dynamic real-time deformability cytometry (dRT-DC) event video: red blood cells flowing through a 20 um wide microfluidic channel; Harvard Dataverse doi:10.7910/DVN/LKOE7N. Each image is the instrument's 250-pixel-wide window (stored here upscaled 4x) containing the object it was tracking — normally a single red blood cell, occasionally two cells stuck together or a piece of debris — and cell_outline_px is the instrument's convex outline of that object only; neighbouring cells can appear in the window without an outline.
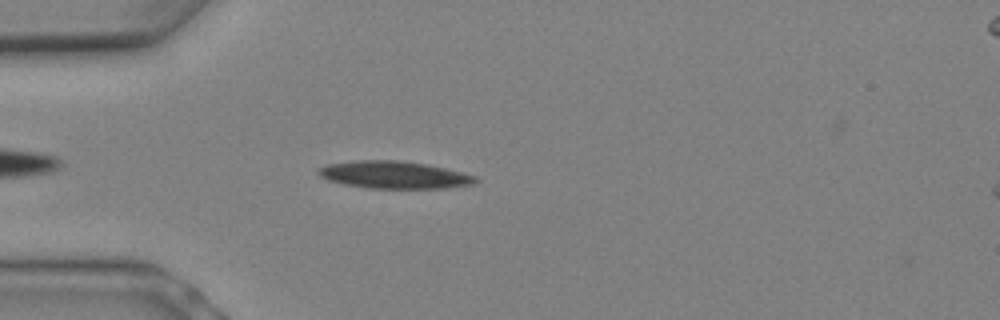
{"species": "Egyptian fruit bat (a non-hibernating species)", "species_latin": "Rousettus aegyptiacus", "temperature_condition": "warm", "stored_images_in_passage": 6, "camera_frame_rate_fps": 3000, "um_per_image_px": 0.085, "animal": {"sex": "female"}, "frame": {"image": 1, "passage_image": 3, "time_ms": 0.667, "image_size_px": [1000, 320], "cell_outline_px": [[480, 180], [472, 184], [448, 188], [368, 188], [344, 184], [328, 180], [320, 176], [316, 172], [316, 168], [328, 164], [356, 160], [400, 160], [428, 164], [476, 176]], "centroid_in_image_um": [33.48, 14.86], "position_along_channel_um": 51.5, "area_um2": 25.14}}
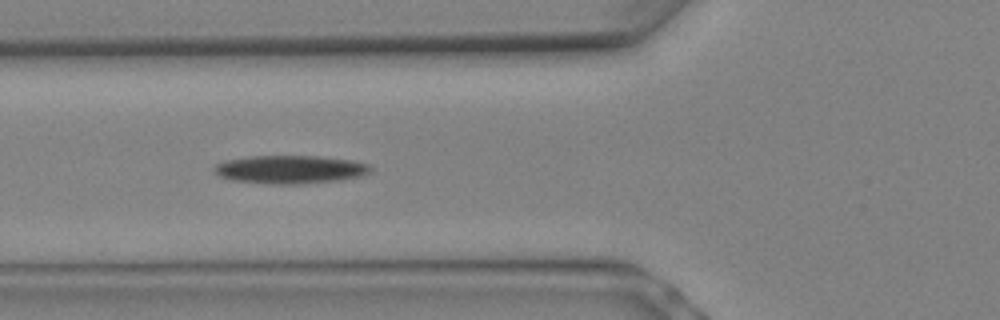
{"frame": {"image": 2, "passage_image": 5, "time_ms": 1.333, "image_size_px": [1000, 320], "cell_outline_px": [[372, 172], [360, 176], [340, 180], [296, 184], [272, 184], [232, 180], [220, 176], [212, 168], [216, 164], [224, 160], [252, 156], [320, 156], [352, 160], [368, 164], [372, 168]], "centroid_in_image_um": [24.67, 14.4], "position_along_channel_um": 101.1, "area_um2": 25.72}}